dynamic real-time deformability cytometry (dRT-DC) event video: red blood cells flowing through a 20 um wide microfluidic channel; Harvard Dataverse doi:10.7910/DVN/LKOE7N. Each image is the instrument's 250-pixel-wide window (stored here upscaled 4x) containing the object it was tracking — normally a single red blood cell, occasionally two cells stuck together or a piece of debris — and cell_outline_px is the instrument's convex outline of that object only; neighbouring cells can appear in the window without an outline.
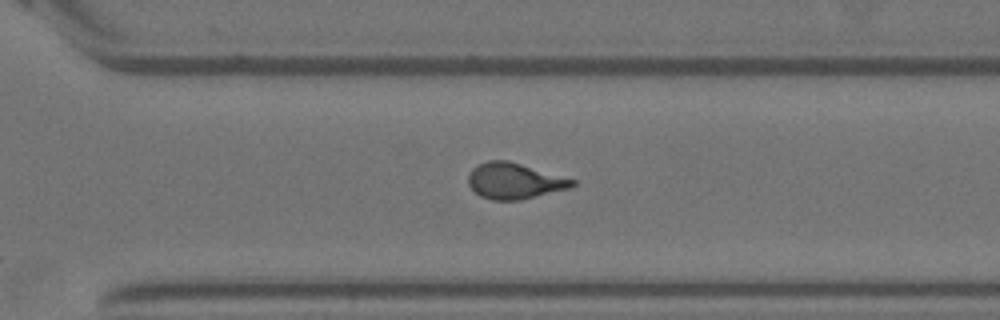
{"species": "Egyptian fruit bat (a non-hibernating species)", "species_latin": "Rousettus aegyptiacus", "temperature_condition": "warm", "stored_images_in_passage": 13, "camera_frame_rate_fps": 3000, "um_per_image_px": 0.085, "animal": {"sex": "female"}, "frame": {"image": 1, "passage_image": 9, "time_ms": 2.667, "image_size_px": [1000, 320], "cell_outline_px": [[576, 184], [568, 188], [520, 200], [492, 200], [480, 196], [468, 184], [468, 176], [472, 168], [488, 160], [508, 160], [576, 180]], "centroid_in_image_um": [43.7, 15.37], "position_along_channel_um": 326.9, "area_um2": 21.56}}
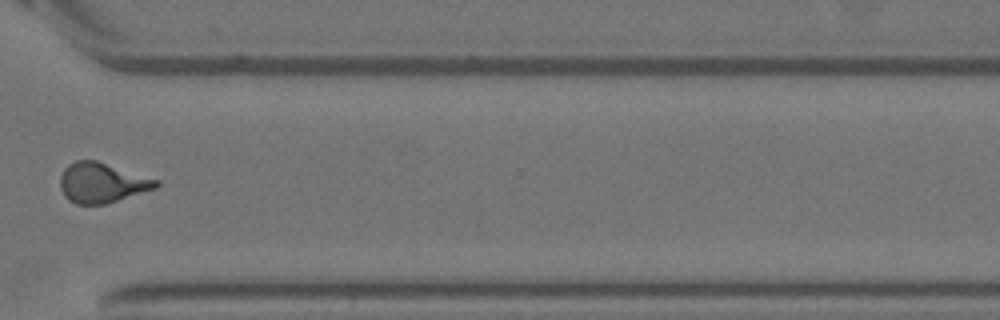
{"frame": {"image": 2, "passage_image": 10, "time_ms": 3.0, "image_size_px": [1000, 320], "cell_outline_px": [[160, 184], [156, 188], [104, 204], [76, 204], [68, 200], [64, 196], [60, 188], [60, 176], [64, 168], [68, 164], [76, 160], [96, 160], [160, 180]], "centroid_in_image_um": [8.64, 15.52], "position_along_channel_um": 362.0, "area_um2": 22.37}}
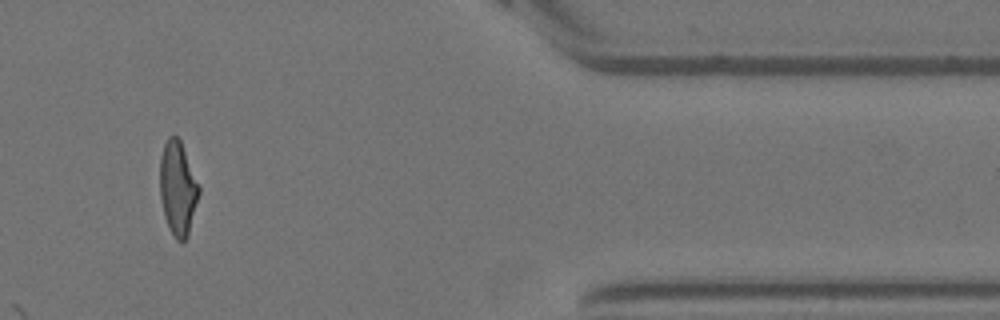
{"frame": {"image": 3, "passage_image": 11, "time_ms": 3.333, "image_size_px": [1000, 320], "cell_outline_px": [[200, 192], [188, 236], [184, 240], [176, 240], [168, 228], [164, 216], [160, 196], [160, 156], [164, 144], [168, 136], [176, 136], [180, 140], [200, 184]], "centroid_in_image_um": [15.12, 16.0], "position_along_channel_um": 396.3, "area_um2": 21.56}}